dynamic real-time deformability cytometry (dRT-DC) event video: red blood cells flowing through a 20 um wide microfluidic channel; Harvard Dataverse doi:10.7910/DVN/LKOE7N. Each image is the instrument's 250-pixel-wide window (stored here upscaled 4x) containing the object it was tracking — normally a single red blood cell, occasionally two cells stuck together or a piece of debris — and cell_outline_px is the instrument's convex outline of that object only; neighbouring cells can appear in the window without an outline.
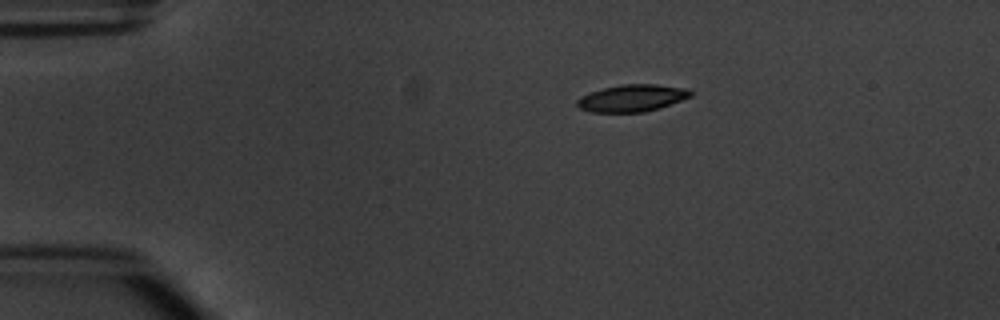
{"species": "common noctule bat (a hibernating species)", "species_latin": "Nyctalus noctula", "temperature_condition": "warm", "stored_images_in_passage": 3, "camera_frame_rate_fps": 3000, "um_per_image_px": 0.085, "animal": {"sex": "male", "body_mass_g": 20.1, "forearm_length_mm": 53.5}, "frame": {"image": 1, "passage_image": 1, "time_ms": 0.0, "image_size_px": [1000, 320], "cell_outline_px": [[696, 92], [692, 96], [660, 108], [644, 112], [592, 112], [580, 108], [576, 104], [576, 100], [580, 96], [604, 88], [620, 84], [656, 84], [688, 88]], "centroid_in_image_um": [53.77, 8.33], "position_along_channel_um": 31.2, "area_um2": 18.03}}